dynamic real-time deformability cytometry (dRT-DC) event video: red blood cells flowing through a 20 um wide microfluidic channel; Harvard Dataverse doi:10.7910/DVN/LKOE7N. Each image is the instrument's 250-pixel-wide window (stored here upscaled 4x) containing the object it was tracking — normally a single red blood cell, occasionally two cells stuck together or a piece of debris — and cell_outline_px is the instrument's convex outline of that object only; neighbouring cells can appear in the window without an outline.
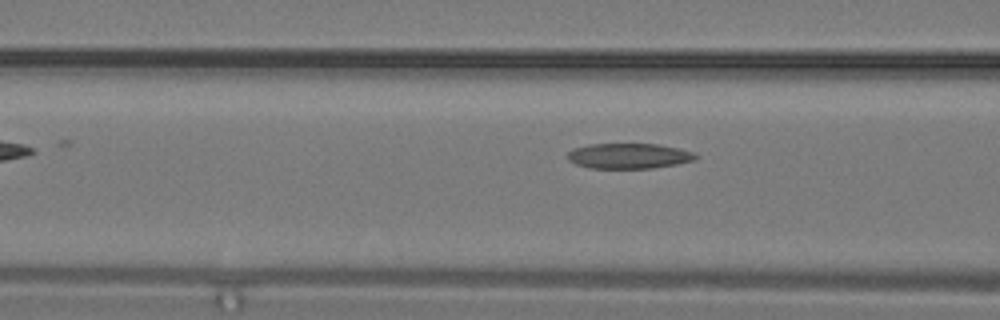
{"species": "common noctule bat (a hibernating species)", "species_latin": "Nyctalus noctula", "temperature_condition": "warm", "stored_images_in_passage": 7, "camera_frame_rate_fps": 3000, "um_per_image_px": 0.085, "animal": {"sex": "male", "body_mass_g": 19.2, "forearm_length_mm": 51.8}, "frame": {"image": 1, "passage_image": 7, "time_ms": 2.0, "image_size_px": [1000, 320], "cell_outline_px": [[700, 156], [696, 160], [676, 164], [652, 168], [588, 168], [576, 164], [568, 160], [568, 152], [572, 148], [588, 144], [656, 144], [680, 148], [696, 152]], "centroid_in_image_um": [53.49, 13.25], "position_along_channel_um": 113.1, "area_um2": 19.13}}